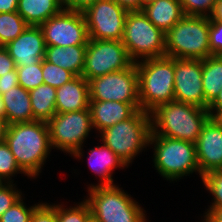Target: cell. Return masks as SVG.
<instances>
[{
  "mask_svg": "<svg viewBox=\"0 0 222 222\" xmlns=\"http://www.w3.org/2000/svg\"><path fill=\"white\" fill-rule=\"evenodd\" d=\"M19 0H0V13L16 12Z\"/></svg>",
  "mask_w": 222,
  "mask_h": 222,
  "instance_id": "60d3db41",
  "label": "cell"
},
{
  "mask_svg": "<svg viewBox=\"0 0 222 222\" xmlns=\"http://www.w3.org/2000/svg\"><path fill=\"white\" fill-rule=\"evenodd\" d=\"M18 85L30 91L44 84L42 75V61L28 66H16Z\"/></svg>",
  "mask_w": 222,
  "mask_h": 222,
  "instance_id": "f1b7e54d",
  "label": "cell"
},
{
  "mask_svg": "<svg viewBox=\"0 0 222 222\" xmlns=\"http://www.w3.org/2000/svg\"><path fill=\"white\" fill-rule=\"evenodd\" d=\"M47 125L52 148L81 158L82 144L93 128L90 109L56 113Z\"/></svg>",
  "mask_w": 222,
  "mask_h": 222,
  "instance_id": "9c48e42d",
  "label": "cell"
},
{
  "mask_svg": "<svg viewBox=\"0 0 222 222\" xmlns=\"http://www.w3.org/2000/svg\"><path fill=\"white\" fill-rule=\"evenodd\" d=\"M90 101L140 104L136 63L128 68L88 80Z\"/></svg>",
  "mask_w": 222,
  "mask_h": 222,
  "instance_id": "30bf717a",
  "label": "cell"
},
{
  "mask_svg": "<svg viewBox=\"0 0 222 222\" xmlns=\"http://www.w3.org/2000/svg\"><path fill=\"white\" fill-rule=\"evenodd\" d=\"M89 155V167L101 178L98 185H115L112 171L117 167H126L125 163L105 144L90 149Z\"/></svg>",
  "mask_w": 222,
  "mask_h": 222,
  "instance_id": "603a6c76",
  "label": "cell"
},
{
  "mask_svg": "<svg viewBox=\"0 0 222 222\" xmlns=\"http://www.w3.org/2000/svg\"><path fill=\"white\" fill-rule=\"evenodd\" d=\"M150 115L152 134L194 144L211 118L206 108L177 101L158 106Z\"/></svg>",
  "mask_w": 222,
  "mask_h": 222,
  "instance_id": "7a4b0ae2",
  "label": "cell"
},
{
  "mask_svg": "<svg viewBox=\"0 0 222 222\" xmlns=\"http://www.w3.org/2000/svg\"><path fill=\"white\" fill-rule=\"evenodd\" d=\"M4 182V183H3ZM6 183H5V180H2L1 178H0V188L3 186V185H5Z\"/></svg>",
  "mask_w": 222,
  "mask_h": 222,
  "instance_id": "681fc988",
  "label": "cell"
},
{
  "mask_svg": "<svg viewBox=\"0 0 222 222\" xmlns=\"http://www.w3.org/2000/svg\"><path fill=\"white\" fill-rule=\"evenodd\" d=\"M18 85V75L16 69L0 76V95L8 92Z\"/></svg>",
  "mask_w": 222,
  "mask_h": 222,
  "instance_id": "74e56055",
  "label": "cell"
},
{
  "mask_svg": "<svg viewBox=\"0 0 222 222\" xmlns=\"http://www.w3.org/2000/svg\"><path fill=\"white\" fill-rule=\"evenodd\" d=\"M166 56L203 60L209 49V17L185 15L166 33Z\"/></svg>",
  "mask_w": 222,
  "mask_h": 222,
  "instance_id": "5b68a950",
  "label": "cell"
},
{
  "mask_svg": "<svg viewBox=\"0 0 222 222\" xmlns=\"http://www.w3.org/2000/svg\"><path fill=\"white\" fill-rule=\"evenodd\" d=\"M122 43L130 59L166 56V34L158 29L141 11H128Z\"/></svg>",
  "mask_w": 222,
  "mask_h": 222,
  "instance_id": "ba28073f",
  "label": "cell"
},
{
  "mask_svg": "<svg viewBox=\"0 0 222 222\" xmlns=\"http://www.w3.org/2000/svg\"><path fill=\"white\" fill-rule=\"evenodd\" d=\"M16 69L13 58L4 46H0V76Z\"/></svg>",
  "mask_w": 222,
  "mask_h": 222,
  "instance_id": "8d00e7d4",
  "label": "cell"
},
{
  "mask_svg": "<svg viewBox=\"0 0 222 222\" xmlns=\"http://www.w3.org/2000/svg\"><path fill=\"white\" fill-rule=\"evenodd\" d=\"M29 95L34 119L48 122L56 114V88L41 84L30 90Z\"/></svg>",
  "mask_w": 222,
  "mask_h": 222,
  "instance_id": "cb8c5ba5",
  "label": "cell"
},
{
  "mask_svg": "<svg viewBox=\"0 0 222 222\" xmlns=\"http://www.w3.org/2000/svg\"><path fill=\"white\" fill-rule=\"evenodd\" d=\"M205 213L204 218L209 222H222V209H208Z\"/></svg>",
  "mask_w": 222,
  "mask_h": 222,
  "instance_id": "b9f144b4",
  "label": "cell"
},
{
  "mask_svg": "<svg viewBox=\"0 0 222 222\" xmlns=\"http://www.w3.org/2000/svg\"><path fill=\"white\" fill-rule=\"evenodd\" d=\"M82 13L89 39L122 41L128 11L114 0H97Z\"/></svg>",
  "mask_w": 222,
  "mask_h": 222,
  "instance_id": "7c38bea8",
  "label": "cell"
},
{
  "mask_svg": "<svg viewBox=\"0 0 222 222\" xmlns=\"http://www.w3.org/2000/svg\"><path fill=\"white\" fill-rule=\"evenodd\" d=\"M4 47L16 66L38 64L45 58L46 44L39 26H28Z\"/></svg>",
  "mask_w": 222,
  "mask_h": 222,
  "instance_id": "2e32d148",
  "label": "cell"
},
{
  "mask_svg": "<svg viewBox=\"0 0 222 222\" xmlns=\"http://www.w3.org/2000/svg\"><path fill=\"white\" fill-rule=\"evenodd\" d=\"M184 15L210 17L217 0H179ZM208 11V12H207Z\"/></svg>",
  "mask_w": 222,
  "mask_h": 222,
  "instance_id": "d6a6232c",
  "label": "cell"
},
{
  "mask_svg": "<svg viewBox=\"0 0 222 222\" xmlns=\"http://www.w3.org/2000/svg\"><path fill=\"white\" fill-rule=\"evenodd\" d=\"M64 9L82 12L97 0H61Z\"/></svg>",
  "mask_w": 222,
  "mask_h": 222,
  "instance_id": "f35d334b",
  "label": "cell"
},
{
  "mask_svg": "<svg viewBox=\"0 0 222 222\" xmlns=\"http://www.w3.org/2000/svg\"><path fill=\"white\" fill-rule=\"evenodd\" d=\"M88 204L93 222H147L144 209L116 185H90Z\"/></svg>",
  "mask_w": 222,
  "mask_h": 222,
  "instance_id": "277c9868",
  "label": "cell"
},
{
  "mask_svg": "<svg viewBox=\"0 0 222 222\" xmlns=\"http://www.w3.org/2000/svg\"><path fill=\"white\" fill-rule=\"evenodd\" d=\"M28 26L17 11L0 13V46L16 39Z\"/></svg>",
  "mask_w": 222,
  "mask_h": 222,
  "instance_id": "484cf974",
  "label": "cell"
},
{
  "mask_svg": "<svg viewBox=\"0 0 222 222\" xmlns=\"http://www.w3.org/2000/svg\"><path fill=\"white\" fill-rule=\"evenodd\" d=\"M202 86L210 105L222 87V56L212 55L202 60Z\"/></svg>",
  "mask_w": 222,
  "mask_h": 222,
  "instance_id": "d4e9b609",
  "label": "cell"
},
{
  "mask_svg": "<svg viewBox=\"0 0 222 222\" xmlns=\"http://www.w3.org/2000/svg\"><path fill=\"white\" fill-rule=\"evenodd\" d=\"M132 63L122 41L89 39L82 76L88 81L126 69Z\"/></svg>",
  "mask_w": 222,
  "mask_h": 222,
  "instance_id": "8fae6325",
  "label": "cell"
},
{
  "mask_svg": "<svg viewBox=\"0 0 222 222\" xmlns=\"http://www.w3.org/2000/svg\"><path fill=\"white\" fill-rule=\"evenodd\" d=\"M8 124L36 121L31 109L29 91L20 85L1 95Z\"/></svg>",
  "mask_w": 222,
  "mask_h": 222,
  "instance_id": "d6986e66",
  "label": "cell"
},
{
  "mask_svg": "<svg viewBox=\"0 0 222 222\" xmlns=\"http://www.w3.org/2000/svg\"><path fill=\"white\" fill-rule=\"evenodd\" d=\"M8 126L9 124L5 117H0V142L5 141Z\"/></svg>",
  "mask_w": 222,
  "mask_h": 222,
  "instance_id": "f6af8a7d",
  "label": "cell"
},
{
  "mask_svg": "<svg viewBox=\"0 0 222 222\" xmlns=\"http://www.w3.org/2000/svg\"><path fill=\"white\" fill-rule=\"evenodd\" d=\"M142 12L165 34L185 16L179 0H157L144 6Z\"/></svg>",
  "mask_w": 222,
  "mask_h": 222,
  "instance_id": "ffe728a7",
  "label": "cell"
},
{
  "mask_svg": "<svg viewBox=\"0 0 222 222\" xmlns=\"http://www.w3.org/2000/svg\"><path fill=\"white\" fill-rule=\"evenodd\" d=\"M30 222H57L56 205L40 203L34 210Z\"/></svg>",
  "mask_w": 222,
  "mask_h": 222,
  "instance_id": "d590c367",
  "label": "cell"
},
{
  "mask_svg": "<svg viewBox=\"0 0 222 222\" xmlns=\"http://www.w3.org/2000/svg\"><path fill=\"white\" fill-rule=\"evenodd\" d=\"M5 142L17 164L28 177L35 178L39 175L52 148L47 122L32 121L10 124Z\"/></svg>",
  "mask_w": 222,
  "mask_h": 222,
  "instance_id": "6da1fadb",
  "label": "cell"
},
{
  "mask_svg": "<svg viewBox=\"0 0 222 222\" xmlns=\"http://www.w3.org/2000/svg\"><path fill=\"white\" fill-rule=\"evenodd\" d=\"M204 186L213 195L214 202L209 209H222V170L205 173L201 177Z\"/></svg>",
  "mask_w": 222,
  "mask_h": 222,
  "instance_id": "4dcf8cb0",
  "label": "cell"
},
{
  "mask_svg": "<svg viewBox=\"0 0 222 222\" xmlns=\"http://www.w3.org/2000/svg\"><path fill=\"white\" fill-rule=\"evenodd\" d=\"M200 173L222 170V126L212 117L204 125L196 143Z\"/></svg>",
  "mask_w": 222,
  "mask_h": 222,
  "instance_id": "9a60e30c",
  "label": "cell"
},
{
  "mask_svg": "<svg viewBox=\"0 0 222 222\" xmlns=\"http://www.w3.org/2000/svg\"><path fill=\"white\" fill-rule=\"evenodd\" d=\"M42 75L44 84L50 85L56 89L75 77L69 70L51 64L45 59L42 60Z\"/></svg>",
  "mask_w": 222,
  "mask_h": 222,
  "instance_id": "4316f807",
  "label": "cell"
},
{
  "mask_svg": "<svg viewBox=\"0 0 222 222\" xmlns=\"http://www.w3.org/2000/svg\"><path fill=\"white\" fill-rule=\"evenodd\" d=\"M154 144V166L167 180L180 179L194 171L200 173L196 146L192 142L150 134L149 145Z\"/></svg>",
  "mask_w": 222,
  "mask_h": 222,
  "instance_id": "52a82bcc",
  "label": "cell"
},
{
  "mask_svg": "<svg viewBox=\"0 0 222 222\" xmlns=\"http://www.w3.org/2000/svg\"><path fill=\"white\" fill-rule=\"evenodd\" d=\"M222 108V87L219 91L218 96L215 98V100L209 105L208 112L212 116L214 114V111L216 112L218 109Z\"/></svg>",
  "mask_w": 222,
  "mask_h": 222,
  "instance_id": "ee69618b",
  "label": "cell"
},
{
  "mask_svg": "<svg viewBox=\"0 0 222 222\" xmlns=\"http://www.w3.org/2000/svg\"><path fill=\"white\" fill-rule=\"evenodd\" d=\"M0 117H5V108L1 95H0Z\"/></svg>",
  "mask_w": 222,
  "mask_h": 222,
  "instance_id": "7dc6e473",
  "label": "cell"
},
{
  "mask_svg": "<svg viewBox=\"0 0 222 222\" xmlns=\"http://www.w3.org/2000/svg\"><path fill=\"white\" fill-rule=\"evenodd\" d=\"M175 101L208 109L202 86V60L174 58Z\"/></svg>",
  "mask_w": 222,
  "mask_h": 222,
  "instance_id": "5bb4252c",
  "label": "cell"
},
{
  "mask_svg": "<svg viewBox=\"0 0 222 222\" xmlns=\"http://www.w3.org/2000/svg\"><path fill=\"white\" fill-rule=\"evenodd\" d=\"M209 21L222 22V0L216 1L213 13L209 17Z\"/></svg>",
  "mask_w": 222,
  "mask_h": 222,
  "instance_id": "7bdbcfd3",
  "label": "cell"
},
{
  "mask_svg": "<svg viewBox=\"0 0 222 222\" xmlns=\"http://www.w3.org/2000/svg\"><path fill=\"white\" fill-rule=\"evenodd\" d=\"M19 171L27 175L17 164L8 144L0 142V178L5 179V183H12L11 176Z\"/></svg>",
  "mask_w": 222,
  "mask_h": 222,
  "instance_id": "f546056e",
  "label": "cell"
},
{
  "mask_svg": "<svg viewBox=\"0 0 222 222\" xmlns=\"http://www.w3.org/2000/svg\"><path fill=\"white\" fill-rule=\"evenodd\" d=\"M78 205L69 207V209H65L62 204L56 205L57 222H92L91 211L88 204L83 201Z\"/></svg>",
  "mask_w": 222,
  "mask_h": 222,
  "instance_id": "83f0119b",
  "label": "cell"
},
{
  "mask_svg": "<svg viewBox=\"0 0 222 222\" xmlns=\"http://www.w3.org/2000/svg\"><path fill=\"white\" fill-rule=\"evenodd\" d=\"M151 132L150 113L139 109L132 117L104 129L100 134L103 144L127 166L149 145Z\"/></svg>",
  "mask_w": 222,
  "mask_h": 222,
  "instance_id": "8992f818",
  "label": "cell"
},
{
  "mask_svg": "<svg viewBox=\"0 0 222 222\" xmlns=\"http://www.w3.org/2000/svg\"><path fill=\"white\" fill-rule=\"evenodd\" d=\"M127 11H141L143 8L142 0H114Z\"/></svg>",
  "mask_w": 222,
  "mask_h": 222,
  "instance_id": "ab89813d",
  "label": "cell"
},
{
  "mask_svg": "<svg viewBox=\"0 0 222 222\" xmlns=\"http://www.w3.org/2000/svg\"><path fill=\"white\" fill-rule=\"evenodd\" d=\"M89 84L83 76L56 89V113H66L89 109Z\"/></svg>",
  "mask_w": 222,
  "mask_h": 222,
  "instance_id": "ac0fdd59",
  "label": "cell"
},
{
  "mask_svg": "<svg viewBox=\"0 0 222 222\" xmlns=\"http://www.w3.org/2000/svg\"><path fill=\"white\" fill-rule=\"evenodd\" d=\"M136 67L141 110L151 113L158 106L175 101L174 58L139 60Z\"/></svg>",
  "mask_w": 222,
  "mask_h": 222,
  "instance_id": "3957f363",
  "label": "cell"
},
{
  "mask_svg": "<svg viewBox=\"0 0 222 222\" xmlns=\"http://www.w3.org/2000/svg\"><path fill=\"white\" fill-rule=\"evenodd\" d=\"M219 125L222 126V108L218 109L214 114L211 116Z\"/></svg>",
  "mask_w": 222,
  "mask_h": 222,
  "instance_id": "bcb514c9",
  "label": "cell"
},
{
  "mask_svg": "<svg viewBox=\"0 0 222 222\" xmlns=\"http://www.w3.org/2000/svg\"><path fill=\"white\" fill-rule=\"evenodd\" d=\"M157 0H142V3H143V7L148 5V4H151L153 2H156Z\"/></svg>",
  "mask_w": 222,
  "mask_h": 222,
  "instance_id": "c3c4849f",
  "label": "cell"
},
{
  "mask_svg": "<svg viewBox=\"0 0 222 222\" xmlns=\"http://www.w3.org/2000/svg\"><path fill=\"white\" fill-rule=\"evenodd\" d=\"M89 109L93 127L101 132L132 117L140 109V104L119 101H90Z\"/></svg>",
  "mask_w": 222,
  "mask_h": 222,
  "instance_id": "e0dca14e",
  "label": "cell"
},
{
  "mask_svg": "<svg viewBox=\"0 0 222 222\" xmlns=\"http://www.w3.org/2000/svg\"><path fill=\"white\" fill-rule=\"evenodd\" d=\"M39 205L27 208L21 198L1 215L0 222H30L34 210Z\"/></svg>",
  "mask_w": 222,
  "mask_h": 222,
  "instance_id": "1f68e13d",
  "label": "cell"
},
{
  "mask_svg": "<svg viewBox=\"0 0 222 222\" xmlns=\"http://www.w3.org/2000/svg\"><path fill=\"white\" fill-rule=\"evenodd\" d=\"M46 46L87 45L89 36L82 12L63 9L39 26Z\"/></svg>",
  "mask_w": 222,
  "mask_h": 222,
  "instance_id": "4fadbf2b",
  "label": "cell"
},
{
  "mask_svg": "<svg viewBox=\"0 0 222 222\" xmlns=\"http://www.w3.org/2000/svg\"><path fill=\"white\" fill-rule=\"evenodd\" d=\"M14 185L13 182L7 183L0 188V218L7 209L22 198L21 193L16 190Z\"/></svg>",
  "mask_w": 222,
  "mask_h": 222,
  "instance_id": "836d02e7",
  "label": "cell"
},
{
  "mask_svg": "<svg viewBox=\"0 0 222 222\" xmlns=\"http://www.w3.org/2000/svg\"><path fill=\"white\" fill-rule=\"evenodd\" d=\"M209 49L211 56L222 55V22L209 21Z\"/></svg>",
  "mask_w": 222,
  "mask_h": 222,
  "instance_id": "e575fe53",
  "label": "cell"
},
{
  "mask_svg": "<svg viewBox=\"0 0 222 222\" xmlns=\"http://www.w3.org/2000/svg\"><path fill=\"white\" fill-rule=\"evenodd\" d=\"M63 9L61 0H19L17 12L29 26H40Z\"/></svg>",
  "mask_w": 222,
  "mask_h": 222,
  "instance_id": "7402d4cb",
  "label": "cell"
},
{
  "mask_svg": "<svg viewBox=\"0 0 222 222\" xmlns=\"http://www.w3.org/2000/svg\"><path fill=\"white\" fill-rule=\"evenodd\" d=\"M87 45L67 47L46 46L45 60L67 69L75 76H82Z\"/></svg>",
  "mask_w": 222,
  "mask_h": 222,
  "instance_id": "44dd1931",
  "label": "cell"
}]
</instances>
